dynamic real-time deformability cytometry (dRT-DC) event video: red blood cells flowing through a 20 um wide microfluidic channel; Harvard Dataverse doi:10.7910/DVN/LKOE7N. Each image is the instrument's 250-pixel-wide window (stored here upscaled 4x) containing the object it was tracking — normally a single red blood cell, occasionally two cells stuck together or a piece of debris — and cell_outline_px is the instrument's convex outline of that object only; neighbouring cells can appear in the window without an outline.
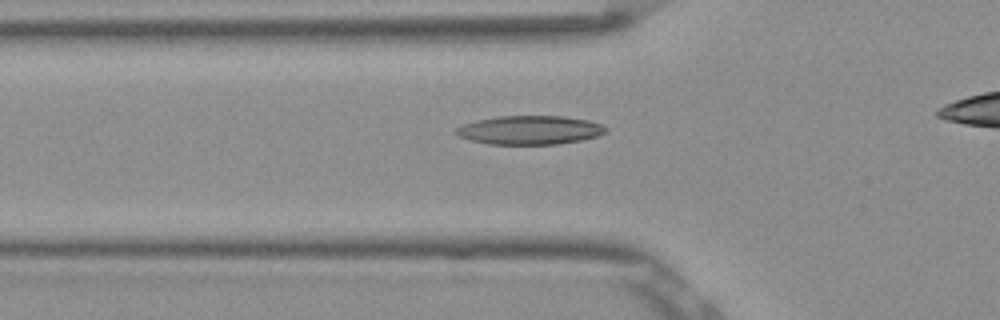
{"species": "Egyptian fruit bat (a non-hibernating species)", "species_latin": "Rousettus aegyptiacus", "temperature_condition": "room temperature", "stored_images_in_passage": 40, "camera_frame_rate_fps": 3000, "um_per_image_px": 0.085, "frame": {"image": 1, "passage_image": 12, "time_ms": 3.667, "image_size_px": [1000, 320], "cell_outline_px": [[608, 128], [604, 132], [596, 136], [580, 140], [556, 144], [488, 144], [468, 140], [456, 136], [452, 132], [456, 128], [464, 124], [476, 120], [496, 116], [564, 116], [588, 120], [600, 124]], "centroid_in_image_um": [44.95, 11.05], "position_along_channel_um": 80.9, "area_um2": 25.2}}
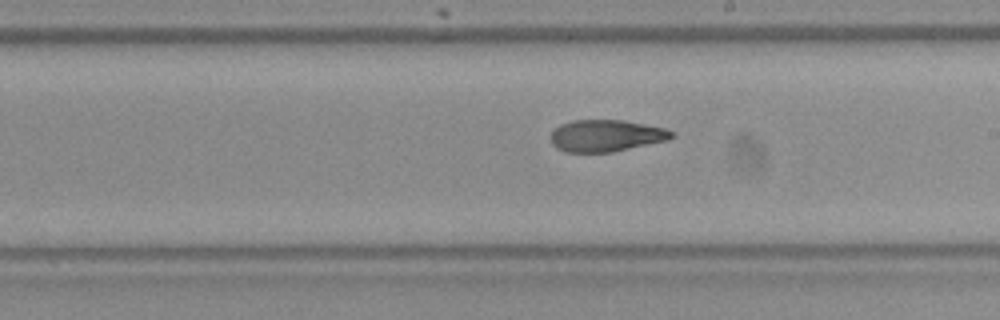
{"frame": {"image": 2, "passage_image": 24, "time_ms": 7.667, "image_size_px": [1000, 320], "cell_outline_px": [[676, 136], [668, 140], [612, 152], [564, 152], [556, 148], [552, 144], [552, 128], [560, 124], [572, 120], [624, 120], [664, 128], [676, 132]], "centroid_in_image_um": [51.52, 11.53], "position_along_channel_um": 237.5, "area_um2": 22.6}}
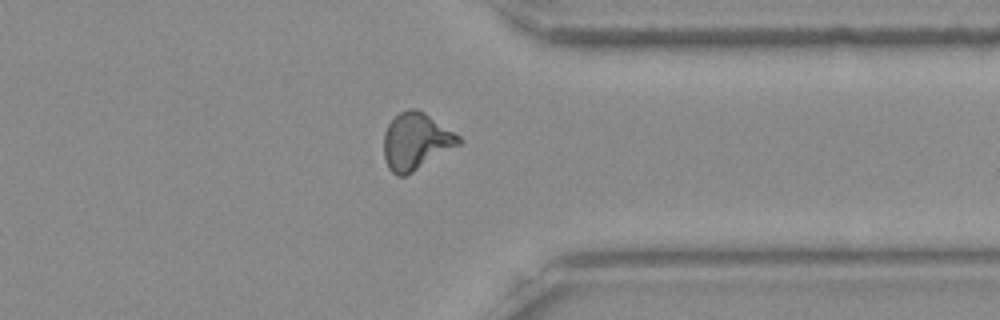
{"frame": {"image": 3, "passage_image": 35, "time_ms": 11.333, "image_size_px": [1000, 320], "cell_outline_px": [[464, 140], [460, 144], [412, 172], [404, 176], [396, 176], [388, 168], [384, 160], [384, 132], [388, 124], [400, 112], [408, 108], [416, 108], [424, 112], [460, 136]], "centroid_in_image_um": [35.34, 12.01], "position_along_channel_um": 376.1, "area_um2": 24.68}, "authors_computed_cell_mechanics": {"area_um2": 23.6402, "velocity_mm_per_s": 3.8889, "shape_relaxation_time_tau1_ms": null, "shape_relaxation_time_tau2_ms": 3.1665, "deformation_change_tau1": null, "deformation_change_tau2": 0.1119}}